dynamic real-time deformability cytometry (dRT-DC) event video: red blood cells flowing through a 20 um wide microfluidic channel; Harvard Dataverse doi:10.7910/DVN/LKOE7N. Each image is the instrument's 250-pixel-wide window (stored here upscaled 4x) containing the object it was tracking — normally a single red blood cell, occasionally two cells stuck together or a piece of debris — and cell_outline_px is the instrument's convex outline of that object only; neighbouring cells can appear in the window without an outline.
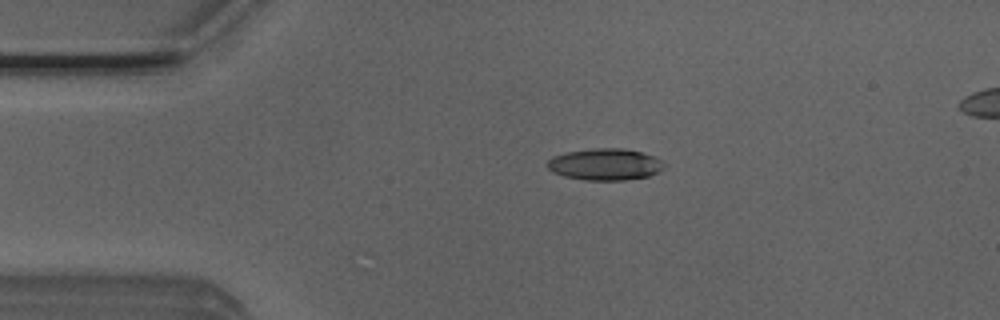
{"species": "Egyptian fruit bat (a non-hibernating species)", "species_latin": "Rousettus aegyptiacus", "temperature_condition": "room temperature", "stored_images_in_passage": 3, "camera_frame_rate_fps": 3000, "um_per_image_px": 0.085, "animal": {"sex": "male"}, "frame": {"image": 1, "passage_image": 1, "time_ms": 0.0, "image_size_px": [1000, 320], "cell_outline_px": [[664, 168], [648, 176], [624, 180], [584, 180], [564, 176], [552, 172], [544, 164], [552, 156], [568, 152], [592, 148], [624, 148], [640, 152], [652, 156], [660, 160], [664, 164]], "centroid_in_image_um": [51.37, 13.97], "position_along_channel_um": 33.6, "area_um2": 21.5}}